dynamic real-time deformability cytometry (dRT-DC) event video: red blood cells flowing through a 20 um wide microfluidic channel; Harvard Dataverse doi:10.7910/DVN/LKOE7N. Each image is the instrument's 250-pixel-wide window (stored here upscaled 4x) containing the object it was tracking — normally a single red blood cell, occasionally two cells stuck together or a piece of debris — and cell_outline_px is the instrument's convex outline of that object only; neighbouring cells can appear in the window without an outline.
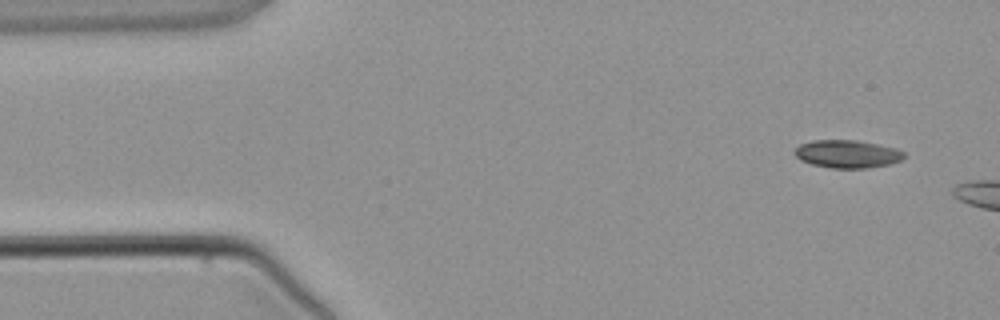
{"species": "common noctule bat (a hibernating species)", "species_latin": "Nyctalus noctula", "temperature_condition": "warm", "stored_images_in_passage": 3, "camera_frame_rate_fps": 3000, "um_per_image_px": 0.085, "animal": {"sex": "male", "body_mass_g": 21.5, "forearm_length_mm": 52.0}, "frame": {"image": 1, "passage_image": 1, "time_ms": 0.0, "image_size_px": [1000, 320], "cell_outline_px": [[904, 156], [900, 160], [888, 164], [868, 168], [832, 168], [812, 164], [800, 160], [792, 152], [800, 144], [812, 140], [856, 140], [896, 148], [904, 152]], "centroid_in_image_um": [71.98, 13.08], "position_along_channel_um": 13.0, "area_um2": 17.69}}